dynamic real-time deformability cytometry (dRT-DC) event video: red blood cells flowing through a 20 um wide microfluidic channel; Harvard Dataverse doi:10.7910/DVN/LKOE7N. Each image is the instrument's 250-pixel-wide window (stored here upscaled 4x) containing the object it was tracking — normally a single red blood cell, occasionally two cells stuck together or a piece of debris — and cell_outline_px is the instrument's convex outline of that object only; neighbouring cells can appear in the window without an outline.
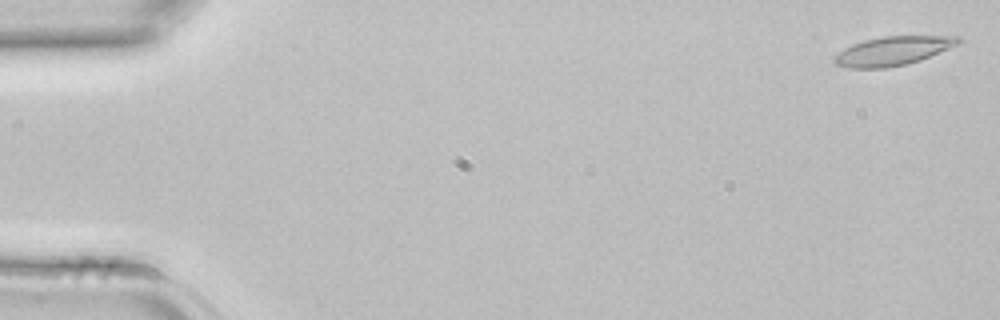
{"species": "common noctule bat (a hibernating species)", "species_latin": "Nyctalus noctula", "temperature_condition": "room temperature", "stored_images_in_passage": 5, "camera_frame_rate_fps": 3000, "um_per_image_px": 0.085, "animal": {"sex": "female", "body_mass_g": 22.7, "forearm_length_mm": 54.2}, "frame": {"image": 1, "passage_image": 1, "time_ms": 0.0, "image_size_px": [1000, 320], "cell_outline_px": [[964, 40], [960, 44], [920, 60], [908, 64], [884, 68], [848, 68], [836, 64], [832, 60], [832, 56], [844, 48], [852, 44], [864, 40], [884, 36], [960, 36]], "centroid_in_image_um": [75.9, 4.32], "position_along_channel_um": 9.1, "area_um2": 21.1}}
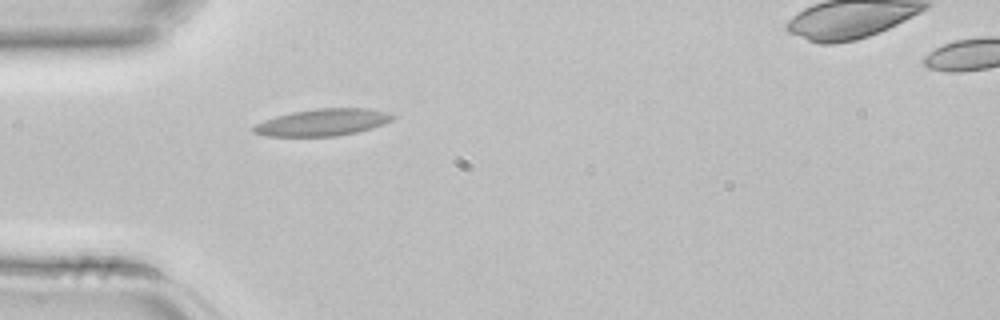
{"frame": {"image": 2, "passage_image": 4, "time_ms": 1.0, "image_size_px": [1000, 320], "cell_outline_px": [[396, 116], [392, 120], [384, 124], [356, 132], [336, 136], [264, 136], [252, 132], [252, 128], [256, 124], [264, 120], [276, 116], [292, 112], [316, 108], [368, 108], [388, 112]], "centroid_in_image_um": [27.42, 10.39], "position_along_channel_um": 57.6, "area_um2": 21.85}}